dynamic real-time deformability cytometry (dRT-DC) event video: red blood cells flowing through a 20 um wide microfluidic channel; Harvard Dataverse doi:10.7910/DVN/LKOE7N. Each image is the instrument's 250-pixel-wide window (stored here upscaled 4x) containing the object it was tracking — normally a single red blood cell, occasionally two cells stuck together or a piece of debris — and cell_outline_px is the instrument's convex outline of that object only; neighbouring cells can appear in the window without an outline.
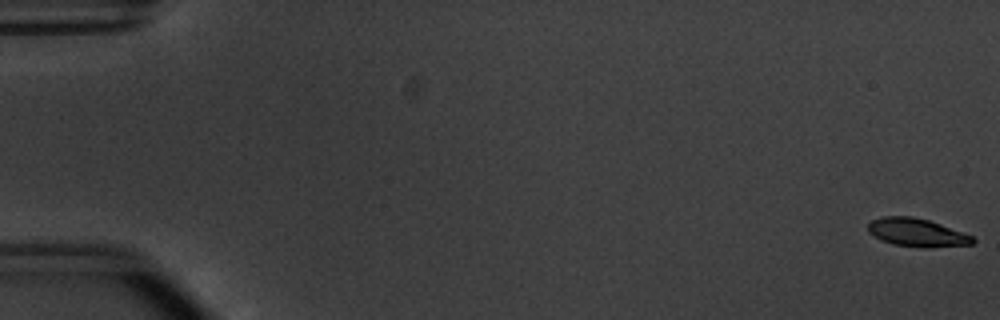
{"species": "common noctule bat (a hibernating species)", "species_latin": "Nyctalus noctula", "temperature_condition": "warm", "stored_images_in_passage": 54, "camera_frame_rate_fps": 3000, "um_per_image_px": 0.085, "animal": {"sex": "male", "body_mass_g": 20.1, "forearm_length_mm": 53.5}, "frame": {"image": 1, "passage_image": 1, "time_ms": 0.0, "image_size_px": [1000, 320], "cell_outline_px": [[976, 240], [972, 244], [892, 244], [880, 240], [868, 232], [868, 224], [872, 220], [884, 216], [912, 216], [928, 220], [940, 224], [972, 236]], "centroid_in_image_um": [77.82, 19.69], "position_along_channel_um": 7.2, "area_um2": 15.95}}
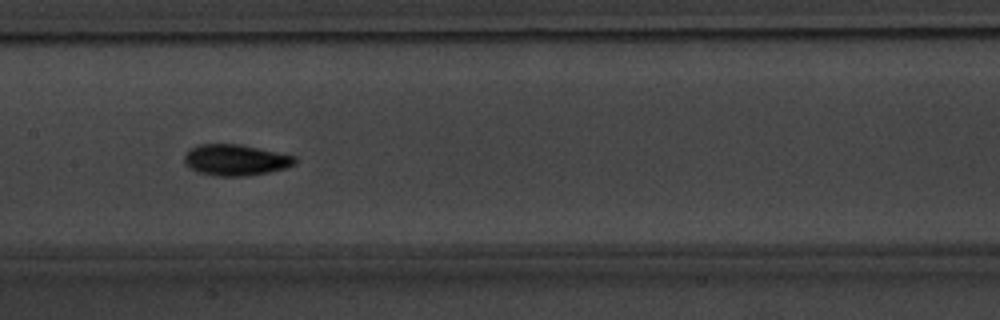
{"frame": {"image": 2, "passage_image": 28, "time_ms": 9.0, "image_size_px": [1000, 320], "cell_outline_px": [[296, 164], [284, 168], [268, 172], [244, 176], [212, 176], [196, 172], [184, 160], [184, 156], [192, 148], [200, 144], [240, 144], [296, 156]], "centroid_in_image_um": [20.04, 13.6], "position_along_channel_um": 187.4, "area_um2": 19.88}}
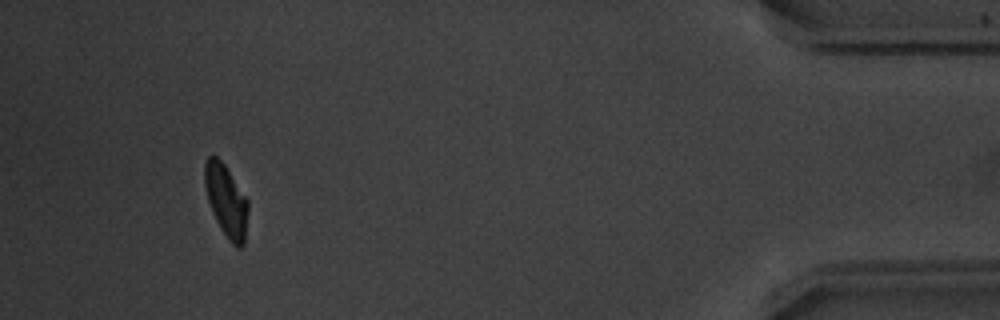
{"frame": {"image": 3, "passage_image": 51, "time_ms": 16.667, "image_size_px": [1000, 320], "cell_outline_px": [[248, 208], [244, 244], [240, 248], [236, 248], [228, 240], [220, 228], [212, 212], [208, 200], [204, 184], [204, 164], [208, 156], [216, 156], [224, 164], [248, 200]], "centroid_in_image_um": [19.22, 17.08], "position_along_channel_um": 416.0, "area_um2": 18.21}, "authors_computed_cell_mechanics": {"area_um2": 18.5827, "velocity_mm_per_s": 3.8025, "shape_relaxation_time_tau1_ms": 2.65, "shape_relaxation_time_tau2_ms": 4.5123, "deformation_change_tau1": 0.1512, "deformation_change_tau2": 0.0676}}